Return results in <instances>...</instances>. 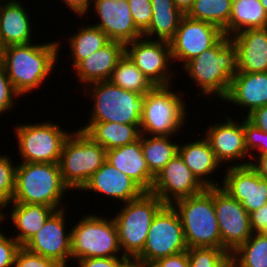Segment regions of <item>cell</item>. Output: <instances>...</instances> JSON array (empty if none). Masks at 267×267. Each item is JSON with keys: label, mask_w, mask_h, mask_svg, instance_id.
I'll return each instance as SVG.
<instances>
[{"label": "cell", "mask_w": 267, "mask_h": 267, "mask_svg": "<svg viewBox=\"0 0 267 267\" xmlns=\"http://www.w3.org/2000/svg\"><path fill=\"white\" fill-rule=\"evenodd\" d=\"M237 50V73L267 72V28L232 35Z\"/></svg>", "instance_id": "cell-20"}, {"label": "cell", "mask_w": 267, "mask_h": 267, "mask_svg": "<svg viewBox=\"0 0 267 267\" xmlns=\"http://www.w3.org/2000/svg\"><path fill=\"white\" fill-rule=\"evenodd\" d=\"M16 166L11 159L0 155V205L8 206L15 192Z\"/></svg>", "instance_id": "cell-37"}, {"label": "cell", "mask_w": 267, "mask_h": 267, "mask_svg": "<svg viewBox=\"0 0 267 267\" xmlns=\"http://www.w3.org/2000/svg\"><path fill=\"white\" fill-rule=\"evenodd\" d=\"M256 156H252L251 158L254 157V160H256V158H258V160L254 163L249 160L248 162L246 161L245 163H238L231 165V166H248L250 165L251 168L262 178V179H266L267 180V155H257ZM256 163V164H255Z\"/></svg>", "instance_id": "cell-47"}, {"label": "cell", "mask_w": 267, "mask_h": 267, "mask_svg": "<svg viewBox=\"0 0 267 267\" xmlns=\"http://www.w3.org/2000/svg\"><path fill=\"white\" fill-rule=\"evenodd\" d=\"M82 189L102 193L124 203L139 198L145 192L133 179L107 161Z\"/></svg>", "instance_id": "cell-19"}, {"label": "cell", "mask_w": 267, "mask_h": 267, "mask_svg": "<svg viewBox=\"0 0 267 267\" xmlns=\"http://www.w3.org/2000/svg\"><path fill=\"white\" fill-rule=\"evenodd\" d=\"M0 4V40L6 47L30 44L32 29L24 6L16 0Z\"/></svg>", "instance_id": "cell-25"}, {"label": "cell", "mask_w": 267, "mask_h": 267, "mask_svg": "<svg viewBox=\"0 0 267 267\" xmlns=\"http://www.w3.org/2000/svg\"><path fill=\"white\" fill-rule=\"evenodd\" d=\"M13 267H63L56 260L43 257L27 250L24 246L18 250Z\"/></svg>", "instance_id": "cell-40"}, {"label": "cell", "mask_w": 267, "mask_h": 267, "mask_svg": "<svg viewBox=\"0 0 267 267\" xmlns=\"http://www.w3.org/2000/svg\"><path fill=\"white\" fill-rule=\"evenodd\" d=\"M267 28V13L260 0H233L224 35L231 37L248 29Z\"/></svg>", "instance_id": "cell-29"}, {"label": "cell", "mask_w": 267, "mask_h": 267, "mask_svg": "<svg viewBox=\"0 0 267 267\" xmlns=\"http://www.w3.org/2000/svg\"><path fill=\"white\" fill-rule=\"evenodd\" d=\"M106 161L133 179L145 192H150L155 176L150 172L141 147V135L133 143L106 152Z\"/></svg>", "instance_id": "cell-22"}, {"label": "cell", "mask_w": 267, "mask_h": 267, "mask_svg": "<svg viewBox=\"0 0 267 267\" xmlns=\"http://www.w3.org/2000/svg\"><path fill=\"white\" fill-rule=\"evenodd\" d=\"M195 0H174L175 7L178 8L183 14H187L192 8Z\"/></svg>", "instance_id": "cell-50"}, {"label": "cell", "mask_w": 267, "mask_h": 267, "mask_svg": "<svg viewBox=\"0 0 267 267\" xmlns=\"http://www.w3.org/2000/svg\"><path fill=\"white\" fill-rule=\"evenodd\" d=\"M19 96L14 90L4 67H0V113L11 110L15 97Z\"/></svg>", "instance_id": "cell-41"}, {"label": "cell", "mask_w": 267, "mask_h": 267, "mask_svg": "<svg viewBox=\"0 0 267 267\" xmlns=\"http://www.w3.org/2000/svg\"><path fill=\"white\" fill-rule=\"evenodd\" d=\"M226 267H234L233 264L230 262Z\"/></svg>", "instance_id": "cell-54"}, {"label": "cell", "mask_w": 267, "mask_h": 267, "mask_svg": "<svg viewBox=\"0 0 267 267\" xmlns=\"http://www.w3.org/2000/svg\"><path fill=\"white\" fill-rule=\"evenodd\" d=\"M245 145L248 154L250 150H258L256 154L267 155V133L252 124L247 118L243 120Z\"/></svg>", "instance_id": "cell-38"}, {"label": "cell", "mask_w": 267, "mask_h": 267, "mask_svg": "<svg viewBox=\"0 0 267 267\" xmlns=\"http://www.w3.org/2000/svg\"><path fill=\"white\" fill-rule=\"evenodd\" d=\"M152 19L143 36L156 35L157 40L169 42L175 35L183 14L175 7L174 0H151Z\"/></svg>", "instance_id": "cell-30"}, {"label": "cell", "mask_w": 267, "mask_h": 267, "mask_svg": "<svg viewBox=\"0 0 267 267\" xmlns=\"http://www.w3.org/2000/svg\"><path fill=\"white\" fill-rule=\"evenodd\" d=\"M70 188L63 182L59 163H21L16 167L12 202L42 204L62 210L59 202ZM66 190V191H65Z\"/></svg>", "instance_id": "cell-3"}, {"label": "cell", "mask_w": 267, "mask_h": 267, "mask_svg": "<svg viewBox=\"0 0 267 267\" xmlns=\"http://www.w3.org/2000/svg\"><path fill=\"white\" fill-rule=\"evenodd\" d=\"M143 39V40H142ZM143 37L125 44V54L154 86H170V44ZM131 46V47H129Z\"/></svg>", "instance_id": "cell-14"}, {"label": "cell", "mask_w": 267, "mask_h": 267, "mask_svg": "<svg viewBox=\"0 0 267 267\" xmlns=\"http://www.w3.org/2000/svg\"><path fill=\"white\" fill-rule=\"evenodd\" d=\"M246 118L256 127L267 133V105L254 109Z\"/></svg>", "instance_id": "cell-46"}, {"label": "cell", "mask_w": 267, "mask_h": 267, "mask_svg": "<svg viewBox=\"0 0 267 267\" xmlns=\"http://www.w3.org/2000/svg\"><path fill=\"white\" fill-rule=\"evenodd\" d=\"M183 65L202 94H215L224 100L238 72L236 46L224 35L213 47Z\"/></svg>", "instance_id": "cell-2"}, {"label": "cell", "mask_w": 267, "mask_h": 267, "mask_svg": "<svg viewBox=\"0 0 267 267\" xmlns=\"http://www.w3.org/2000/svg\"><path fill=\"white\" fill-rule=\"evenodd\" d=\"M234 267H267V234L253 233L230 254Z\"/></svg>", "instance_id": "cell-34"}, {"label": "cell", "mask_w": 267, "mask_h": 267, "mask_svg": "<svg viewBox=\"0 0 267 267\" xmlns=\"http://www.w3.org/2000/svg\"><path fill=\"white\" fill-rule=\"evenodd\" d=\"M206 188L177 153L156 174L150 192L157 195L165 205H172L174 200L176 202L197 195Z\"/></svg>", "instance_id": "cell-15"}, {"label": "cell", "mask_w": 267, "mask_h": 267, "mask_svg": "<svg viewBox=\"0 0 267 267\" xmlns=\"http://www.w3.org/2000/svg\"><path fill=\"white\" fill-rule=\"evenodd\" d=\"M64 212V209L55 211L24 247L66 267L67 259L71 258V232L65 231Z\"/></svg>", "instance_id": "cell-16"}, {"label": "cell", "mask_w": 267, "mask_h": 267, "mask_svg": "<svg viewBox=\"0 0 267 267\" xmlns=\"http://www.w3.org/2000/svg\"><path fill=\"white\" fill-rule=\"evenodd\" d=\"M100 23L93 26L100 28L111 41L124 44L143 37L136 27L130 12L128 0H93Z\"/></svg>", "instance_id": "cell-18"}, {"label": "cell", "mask_w": 267, "mask_h": 267, "mask_svg": "<svg viewBox=\"0 0 267 267\" xmlns=\"http://www.w3.org/2000/svg\"><path fill=\"white\" fill-rule=\"evenodd\" d=\"M67 7H69L73 12L79 16L87 14L92 0H63Z\"/></svg>", "instance_id": "cell-48"}, {"label": "cell", "mask_w": 267, "mask_h": 267, "mask_svg": "<svg viewBox=\"0 0 267 267\" xmlns=\"http://www.w3.org/2000/svg\"><path fill=\"white\" fill-rule=\"evenodd\" d=\"M89 86L91 90L88 88V93L94 100L89 122L141 125L145 95L122 89L109 80Z\"/></svg>", "instance_id": "cell-6"}, {"label": "cell", "mask_w": 267, "mask_h": 267, "mask_svg": "<svg viewBox=\"0 0 267 267\" xmlns=\"http://www.w3.org/2000/svg\"><path fill=\"white\" fill-rule=\"evenodd\" d=\"M3 208V206L2 205H0V209H2ZM3 212H2V210H0V222H2L3 221V219H4V216H3V214H2Z\"/></svg>", "instance_id": "cell-53"}, {"label": "cell", "mask_w": 267, "mask_h": 267, "mask_svg": "<svg viewBox=\"0 0 267 267\" xmlns=\"http://www.w3.org/2000/svg\"><path fill=\"white\" fill-rule=\"evenodd\" d=\"M253 233L267 234V204L249 214Z\"/></svg>", "instance_id": "cell-45"}, {"label": "cell", "mask_w": 267, "mask_h": 267, "mask_svg": "<svg viewBox=\"0 0 267 267\" xmlns=\"http://www.w3.org/2000/svg\"><path fill=\"white\" fill-rule=\"evenodd\" d=\"M188 267H226L230 263V254L221 248H188Z\"/></svg>", "instance_id": "cell-36"}, {"label": "cell", "mask_w": 267, "mask_h": 267, "mask_svg": "<svg viewBox=\"0 0 267 267\" xmlns=\"http://www.w3.org/2000/svg\"><path fill=\"white\" fill-rule=\"evenodd\" d=\"M128 2L136 27L144 33L152 19L151 0H128Z\"/></svg>", "instance_id": "cell-39"}, {"label": "cell", "mask_w": 267, "mask_h": 267, "mask_svg": "<svg viewBox=\"0 0 267 267\" xmlns=\"http://www.w3.org/2000/svg\"><path fill=\"white\" fill-rule=\"evenodd\" d=\"M124 54V43L110 41L107 45L81 61L74 68L76 71L75 74L79 77L80 82L87 85L107 81L110 79L112 71Z\"/></svg>", "instance_id": "cell-23"}, {"label": "cell", "mask_w": 267, "mask_h": 267, "mask_svg": "<svg viewBox=\"0 0 267 267\" xmlns=\"http://www.w3.org/2000/svg\"><path fill=\"white\" fill-rule=\"evenodd\" d=\"M124 258V256L84 258L78 260V265L79 267H117Z\"/></svg>", "instance_id": "cell-44"}, {"label": "cell", "mask_w": 267, "mask_h": 267, "mask_svg": "<svg viewBox=\"0 0 267 267\" xmlns=\"http://www.w3.org/2000/svg\"><path fill=\"white\" fill-rule=\"evenodd\" d=\"M205 138L208 140L211 149L214 151L217 161L222 164L232 162L236 159L247 158L248 154L245 145L243 123H235L228 117L227 122L218 123L208 127Z\"/></svg>", "instance_id": "cell-21"}, {"label": "cell", "mask_w": 267, "mask_h": 267, "mask_svg": "<svg viewBox=\"0 0 267 267\" xmlns=\"http://www.w3.org/2000/svg\"><path fill=\"white\" fill-rule=\"evenodd\" d=\"M261 4L263 5L265 12L267 13V0H260Z\"/></svg>", "instance_id": "cell-52"}, {"label": "cell", "mask_w": 267, "mask_h": 267, "mask_svg": "<svg viewBox=\"0 0 267 267\" xmlns=\"http://www.w3.org/2000/svg\"><path fill=\"white\" fill-rule=\"evenodd\" d=\"M223 31L216 25L184 15L174 37L169 41L173 60L184 64L213 47L222 37Z\"/></svg>", "instance_id": "cell-13"}, {"label": "cell", "mask_w": 267, "mask_h": 267, "mask_svg": "<svg viewBox=\"0 0 267 267\" xmlns=\"http://www.w3.org/2000/svg\"><path fill=\"white\" fill-rule=\"evenodd\" d=\"M12 203L11 219L20 231L13 238L24 246L44 225L46 220L56 211L53 207L42 204Z\"/></svg>", "instance_id": "cell-27"}, {"label": "cell", "mask_w": 267, "mask_h": 267, "mask_svg": "<svg viewBox=\"0 0 267 267\" xmlns=\"http://www.w3.org/2000/svg\"><path fill=\"white\" fill-rule=\"evenodd\" d=\"M187 250L177 211L172 205H164L154 216L143 251L136 258L148 266L159 258Z\"/></svg>", "instance_id": "cell-10"}, {"label": "cell", "mask_w": 267, "mask_h": 267, "mask_svg": "<svg viewBox=\"0 0 267 267\" xmlns=\"http://www.w3.org/2000/svg\"><path fill=\"white\" fill-rule=\"evenodd\" d=\"M170 137L149 136L147 138L144 134H141L143 156L154 176L178 153V144L172 143Z\"/></svg>", "instance_id": "cell-31"}, {"label": "cell", "mask_w": 267, "mask_h": 267, "mask_svg": "<svg viewBox=\"0 0 267 267\" xmlns=\"http://www.w3.org/2000/svg\"><path fill=\"white\" fill-rule=\"evenodd\" d=\"M107 150L78 129L64 141L59 166L63 182L70 189H80L106 161Z\"/></svg>", "instance_id": "cell-5"}, {"label": "cell", "mask_w": 267, "mask_h": 267, "mask_svg": "<svg viewBox=\"0 0 267 267\" xmlns=\"http://www.w3.org/2000/svg\"><path fill=\"white\" fill-rule=\"evenodd\" d=\"M224 101L254 109L267 105V72L237 73Z\"/></svg>", "instance_id": "cell-24"}, {"label": "cell", "mask_w": 267, "mask_h": 267, "mask_svg": "<svg viewBox=\"0 0 267 267\" xmlns=\"http://www.w3.org/2000/svg\"><path fill=\"white\" fill-rule=\"evenodd\" d=\"M109 81L122 89L142 95L155 87L126 54L118 61Z\"/></svg>", "instance_id": "cell-33"}, {"label": "cell", "mask_w": 267, "mask_h": 267, "mask_svg": "<svg viewBox=\"0 0 267 267\" xmlns=\"http://www.w3.org/2000/svg\"><path fill=\"white\" fill-rule=\"evenodd\" d=\"M171 86H155L145 94L140 131L152 136H171L183 126L187 112L185 104Z\"/></svg>", "instance_id": "cell-9"}, {"label": "cell", "mask_w": 267, "mask_h": 267, "mask_svg": "<svg viewBox=\"0 0 267 267\" xmlns=\"http://www.w3.org/2000/svg\"><path fill=\"white\" fill-rule=\"evenodd\" d=\"M117 267H148L138 258L125 257Z\"/></svg>", "instance_id": "cell-49"}, {"label": "cell", "mask_w": 267, "mask_h": 267, "mask_svg": "<svg viewBox=\"0 0 267 267\" xmlns=\"http://www.w3.org/2000/svg\"><path fill=\"white\" fill-rule=\"evenodd\" d=\"M21 245L12 237L8 238L0 231V267H12Z\"/></svg>", "instance_id": "cell-42"}, {"label": "cell", "mask_w": 267, "mask_h": 267, "mask_svg": "<svg viewBox=\"0 0 267 267\" xmlns=\"http://www.w3.org/2000/svg\"><path fill=\"white\" fill-rule=\"evenodd\" d=\"M71 232V258L114 257L121 252L114 219L86 215ZM116 254V255H115Z\"/></svg>", "instance_id": "cell-8"}, {"label": "cell", "mask_w": 267, "mask_h": 267, "mask_svg": "<svg viewBox=\"0 0 267 267\" xmlns=\"http://www.w3.org/2000/svg\"><path fill=\"white\" fill-rule=\"evenodd\" d=\"M233 0H195L186 14L191 19L216 25L222 31L228 26Z\"/></svg>", "instance_id": "cell-35"}, {"label": "cell", "mask_w": 267, "mask_h": 267, "mask_svg": "<svg viewBox=\"0 0 267 267\" xmlns=\"http://www.w3.org/2000/svg\"><path fill=\"white\" fill-rule=\"evenodd\" d=\"M111 40L100 29L93 25L80 28V31L70 37V48L73 62V68H75L81 61L98 51Z\"/></svg>", "instance_id": "cell-32"}, {"label": "cell", "mask_w": 267, "mask_h": 267, "mask_svg": "<svg viewBox=\"0 0 267 267\" xmlns=\"http://www.w3.org/2000/svg\"><path fill=\"white\" fill-rule=\"evenodd\" d=\"M229 168V169H228ZM221 188L250 214L267 204V180L250 165L228 166Z\"/></svg>", "instance_id": "cell-17"}, {"label": "cell", "mask_w": 267, "mask_h": 267, "mask_svg": "<svg viewBox=\"0 0 267 267\" xmlns=\"http://www.w3.org/2000/svg\"><path fill=\"white\" fill-rule=\"evenodd\" d=\"M189 258L187 251L162 257L150 263L148 267H188Z\"/></svg>", "instance_id": "cell-43"}, {"label": "cell", "mask_w": 267, "mask_h": 267, "mask_svg": "<svg viewBox=\"0 0 267 267\" xmlns=\"http://www.w3.org/2000/svg\"><path fill=\"white\" fill-rule=\"evenodd\" d=\"M5 49H6V46H5L4 43L0 40V67H2L3 64H4Z\"/></svg>", "instance_id": "cell-51"}, {"label": "cell", "mask_w": 267, "mask_h": 267, "mask_svg": "<svg viewBox=\"0 0 267 267\" xmlns=\"http://www.w3.org/2000/svg\"><path fill=\"white\" fill-rule=\"evenodd\" d=\"M178 154L183 159L186 166L207 188L218 187L212 179H205L214 172L220 165L208 140L204 137L201 140L188 144L178 145ZM207 175V176H206Z\"/></svg>", "instance_id": "cell-26"}, {"label": "cell", "mask_w": 267, "mask_h": 267, "mask_svg": "<svg viewBox=\"0 0 267 267\" xmlns=\"http://www.w3.org/2000/svg\"><path fill=\"white\" fill-rule=\"evenodd\" d=\"M172 206L180 217L188 248L222 249V239L214 209V187H208L197 195L180 199Z\"/></svg>", "instance_id": "cell-4"}, {"label": "cell", "mask_w": 267, "mask_h": 267, "mask_svg": "<svg viewBox=\"0 0 267 267\" xmlns=\"http://www.w3.org/2000/svg\"><path fill=\"white\" fill-rule=\"evenodd\" d=\"M59 43L11 45L5 49L3 67L14 90L22 96L42 85L59 54Z\"/></svg>", "instance_id": "cell-1"}, {"label": "cell", "mask_w": 267, "mask_h": 267, "mask_svg": "<svg viewBox=\"0 0 267 267\" xmlns=\"http://www.w3.org/2000/svg\"><path fill=\"white\" fill-rule=\"evenodd\" d=\"M106 150L124 146L140 138V125L113 122H89L80 128Z\"/></svg>", "instance_id": "cell-28"}, {"label": "cell", "mask_w": 267, "mask_h": 267, "mask_svg": "<svg viewBox=\"0 0 267 267\" xmlns=\"http://www.w3.org/2000/svg\"><path fill=\"white\" fill-rule=\"evenodd\" d=\"M165 204L151 192L125 203L114 221L124 257L136 258L144 248L148 231L157 212Z\"/></svg>", "instance_id": "cell-7"}, {"label": "cell", "mask_w": 267, "mask_h": 267, "mask_svg": "<svg viewBox=\"0 0 267 267\" xmlns=\"http://www.w3.org/2000/svg\"><path fill=\"white\" fill-rule=\"evenodd\" d=\"M15 131L23 163H59L64 141L70 135L50 121L19 125Z\"/></svg>", "instance_id": "cell-11"}, {"label": "cell", "mask_w": 267, "mask_h": 267, "mask_svg": "<svg viewBox=\"0 0 267 267\" xmlns=\"http://www.w3.org/2000/svg\"><path fill=\"white\" fill-rule=\"evenodd\" d=\"M214 209L222 249L231 254L253 234L249 213L220 186L214 187Z\"/></svg>", "instance_id": "cell-12"}]
</instances>
